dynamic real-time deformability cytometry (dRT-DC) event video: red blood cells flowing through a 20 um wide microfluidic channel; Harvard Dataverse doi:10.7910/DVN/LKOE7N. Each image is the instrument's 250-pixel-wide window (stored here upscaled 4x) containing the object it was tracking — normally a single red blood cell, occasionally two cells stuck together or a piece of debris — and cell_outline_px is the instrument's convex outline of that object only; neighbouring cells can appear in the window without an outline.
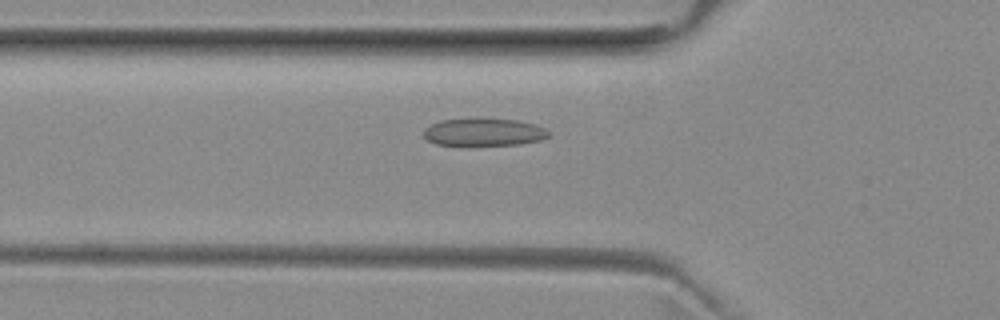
{"species": "common noctule bat (a hibernating species)", "species_latin": "Nyctalus noctula", "temperature_condition": "room temperature", "stored_images_in_passage": 52, "camera_frame_rate_fps": 3000, "um_per_image_px": 0.085, "animal": {"sex": "female", "body_mass_g": 29.2, "forearm_length_mm": 56.3}, "frame": {"image": 1, "passage_image": 18, "time_ms": 5.667, "image_size_px": [1000, 320], "cell_outline_px": [[548, 136], [540, 140], [520, 144], [460, 148], [436, 144], [428, 140], [424, 136], [424, 128], [440, 120], [480, 116], [516, 120], [532, 124], [544, 128], [548, 132]], "centroid_in_image_um": [41.03, 11.24], "position_along_channel_um": 84.8, "area_um2": 21.39}}
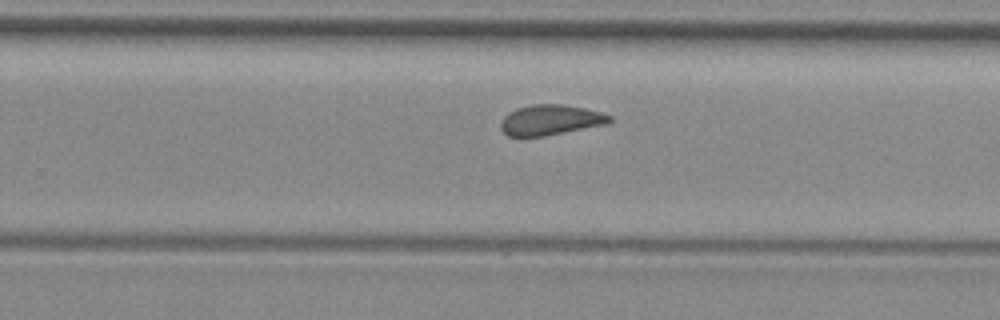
{"frame": {"image": 2, "passage_image": 33, "time_ms": 10.667, "image_size_px": [1000, 320], "cell_outline_px": [[612, 120], [608, 124], [544, 136], [508, 136], [500, 128], [500, 124], [504, 116], [508, 112], [516, 108], [532, 104], [564, 104], [584, 108], [600, 112], [612, 116]], "centroid_in_image_um": [46.79, 10.19], "position_along_channel_um": 283.0, "area_um2": 19.31}}
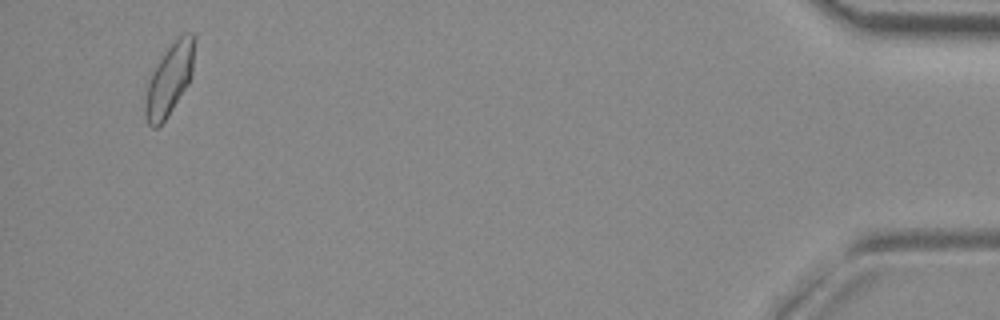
{"frame": {"image": 3, "passage_image": 50, "time_ms": 16.333, "image_size_px": [1000, 320], "cell_outline_px": [[192, 72], [188, 84], [164, 120], [156, 128], [152, 128], [148, 124], [144, 116], [144, 104], [148, 84], [152, 72], [156, 64], [168, 44], [184, 32], [192, 32]], "centroid_in_image_um": [14.34, 6.75], "position_along_channel_um": 420.9, "area_um2": 20.06}, "authors_computed_cell_mechanics": {"area_um2": 20.0566, "velocity_mm_per_s": 3.9634, "shape_relaxation_time_tau1_ms": null, "shape_relaxation_time_tau2_ms": 1.8873, "deformation_change_tau1": null, "deformation_change_tau2": 0.1027}}